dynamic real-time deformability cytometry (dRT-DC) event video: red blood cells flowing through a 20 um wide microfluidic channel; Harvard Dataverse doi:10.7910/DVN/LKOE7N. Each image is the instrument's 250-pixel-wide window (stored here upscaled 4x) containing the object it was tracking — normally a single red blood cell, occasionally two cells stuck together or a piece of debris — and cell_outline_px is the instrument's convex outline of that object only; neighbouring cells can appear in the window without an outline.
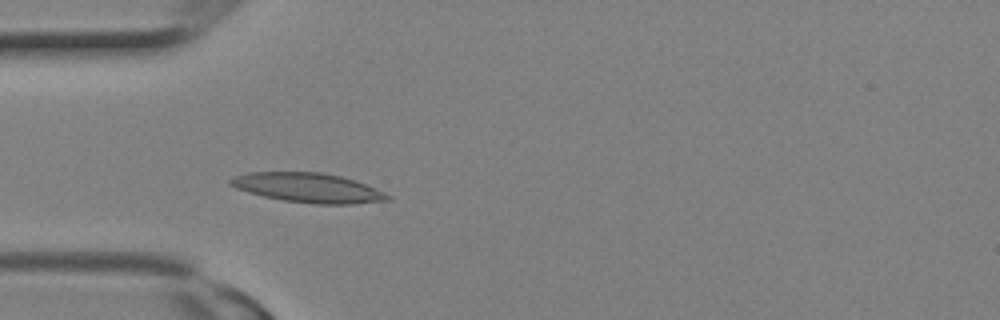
{"species": "Egyptian fruit bat (a non-hibernating species)", "species_latin": "Rousettus aegyptiacus", "temperature_condition": "room temperature", "stored_images_in_passage": 3, "camera_frame_rate_fps": 3000, "um_per_image_px": 0.085, "animal": {"sex": "female"}, "frame": {"image": 1, "passage_image": 3, "time_ms": 0.667, "image_size_px": [1000, 320], "cell_outline_px": [[392, 200], [352, 204], [316, 204], [284, 200], [264, 196], [248, 192], [236, 188], [228, 184], [228, 180], [232, 176], [248, 172], [320, 172], [340, 176], [356, 180], [384, 192], [392, 196]], "centroid_in_image_um": [26.19, 15.96], "position_along_channel_um": 58.8, "area_um2": 27.11}}